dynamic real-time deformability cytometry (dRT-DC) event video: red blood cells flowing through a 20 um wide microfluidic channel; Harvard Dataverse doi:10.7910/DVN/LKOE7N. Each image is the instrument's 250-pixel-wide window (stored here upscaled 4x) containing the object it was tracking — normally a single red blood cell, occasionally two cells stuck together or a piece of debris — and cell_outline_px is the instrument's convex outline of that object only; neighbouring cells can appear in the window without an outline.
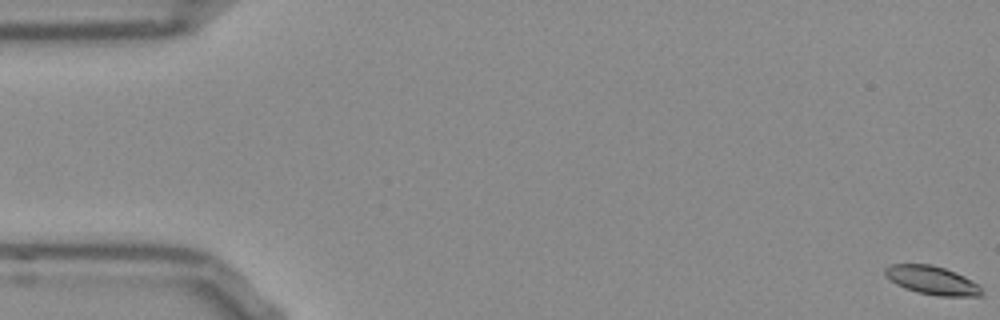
{"species": "Egyptian fruit bat (a non-hibernating species)", "species_latin": "Rousettus aegyptiacus", "temperature_condition": "room temperature", "stored_images_in_passage": 56, "camera_frame_rate_fps": 3000, "um_per_image_px": 0.085, "frame": {"image": 1, "passage_image": 1, "time_ms": 0.0, "image_size_px": [1000, 320], "cell_outline_px": [[984, 292], [980, 296], [936, 296], [916, 292], [904, 288], [896, 284], [884, 276], [884, 268], [888, 264], [928, 264], [944, 268], [964, 276], [980, 284]], "centroid_in_image_um": [79.22, 23.83], "position_along_channel_um": 5.8, "area_um2": 16.3}}
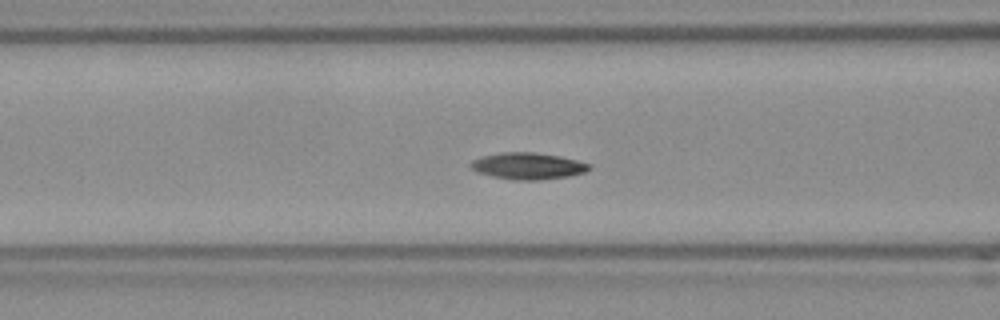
{"frame": {"image": 2, "passage_image": 22, "time_ms": 7.0, "image_size_px": [1000, 320], "cell_outline_px": [[592, 168], [584, 172], [568, 176], [540, 180], [512, 180], [492, 176], [476, 172], [468, 164], [472, 160], [484, 156], [500, 152], [532, 152], [560, 156], [592, 164]], "centroid_in_image_um": [44.87, 14.11], "position_along_channel_um": 121.7, "area_um2": 18.44}}
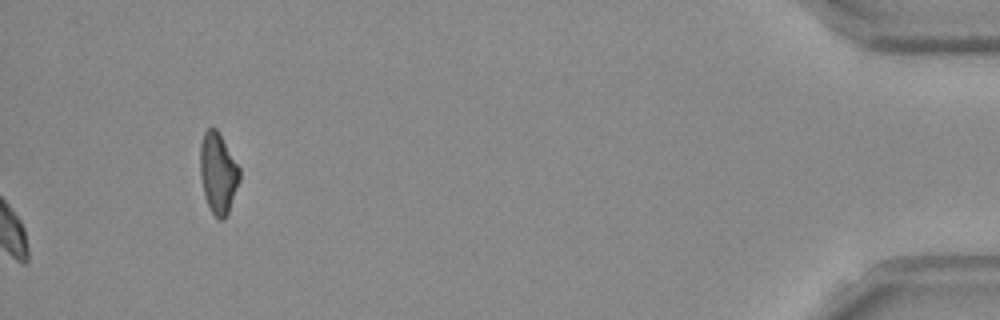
{"frame": {"image": 3, "passage_image": 56, "time_ms": 18.333, "image_size_px": [1000, 320], "cell_outline_px": [[240, 180], [228, 212], [224, 220], [220, 220], [212, 212], [204, 196], [200, 176], [200, 144], [204, 132], [208, 128], [216, 128], [240, 168]], "centroid_in_image_um": [18.53, 14.71], "position_along_channel_um": 416.7, "area_um2": 18.44}, "authors_computed_cell_mechanics": {"area_um2": 17.1955, "velocity_mm_per_s": 3.7556, "shape_relaxation_time_tau1_ms": 2.9197, "shape_relaxation_time_tau2_ms": null, "deformation_change_tau1": 0.1059, "deformation_change_tau2": null}}